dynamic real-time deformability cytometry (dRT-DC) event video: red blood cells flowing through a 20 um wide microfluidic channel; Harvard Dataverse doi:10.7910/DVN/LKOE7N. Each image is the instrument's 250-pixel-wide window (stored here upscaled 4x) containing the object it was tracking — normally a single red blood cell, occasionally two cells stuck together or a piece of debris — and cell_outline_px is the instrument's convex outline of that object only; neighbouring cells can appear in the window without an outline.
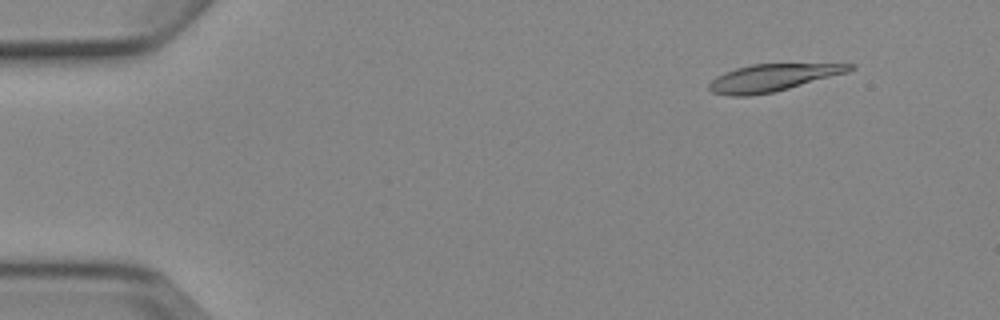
{"species": "Egyptian fruit bat (a non-hibernating species)", "species_latin": "Rousettus aegyptiacus", "temperature_condition": "cold", "stored_images_in_passage": 6, "camera_frame_rate_fps": 3000, "um_per_image_px": 0.085, "animal": {"sex": "female"}, "frame": {"image": 1, "passage_image": 2, "time_ms": 1.0, "image_size_px": [1000, 320], "cell_outline_px": [[856, 68], [848, 72], [788, 88], [772, 92], [748, 96], [728, 96], [712, 92], [708, 88], [708, 84], [716, 76], [724, 72], [736, 68], [752, 64], [856, 64]], "centroid_in_image_um": [65.63, 6.6], "position_along_channel_um": 19.4, "area_um2": 22.08}}
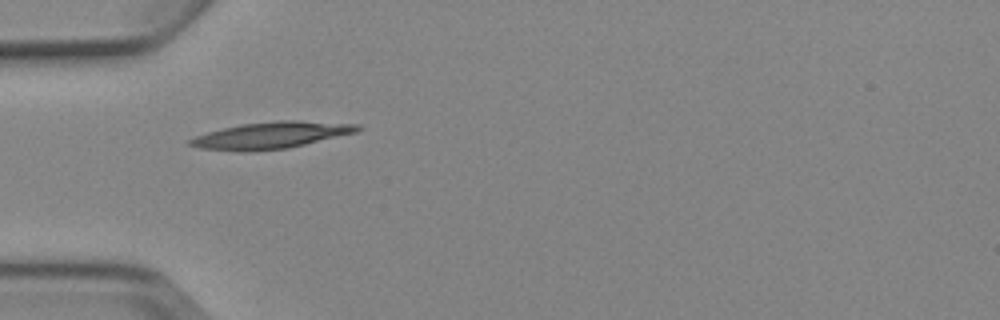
{"frame": {"image": 2, "passage_image": 5, "time_ms": 4.667, "image_size_px": [1000, 320], "cell_outline_px": [[364, 128], [356, 132], [288, 148], [252, 152], [240, 152], [200, 148], [188, 144], [188, 140], [196, 136], [208, 132], [240, 124], [280, 120], [300, 120], [360, 124]], "centroid_in_image_um": [23.06, 11.5], "position_along_channel_um": 61.9, "area_um2": 26.18}}
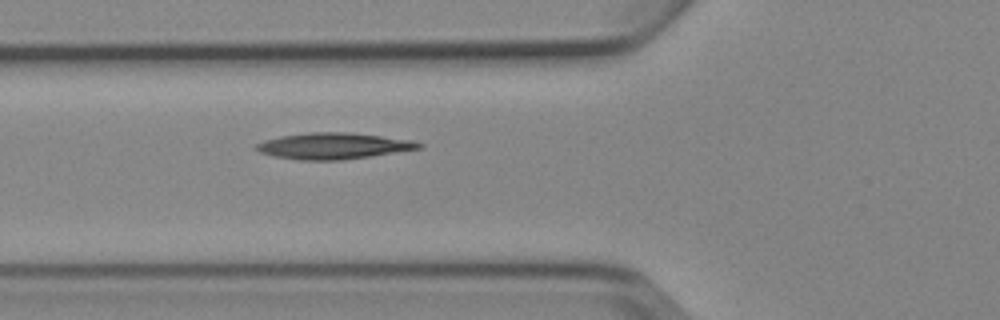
{"frame": {"image": 3, "passage_image": 6, "time_ms": 5.667, "image_size_px": [1000, 320], "cell_outline_px": [[424, 148], [340, 160], [300, 160], [272, 156], [260, 152], [256, 148], [256, 144], [264, 140], [280, 136], [308, 132], [348, 132], [412, 140], [424, 144]], "centroid_in_image_um": [28.33, 12.4], "position_along_channel_um": 97.5, "area_um2": 24.74}}